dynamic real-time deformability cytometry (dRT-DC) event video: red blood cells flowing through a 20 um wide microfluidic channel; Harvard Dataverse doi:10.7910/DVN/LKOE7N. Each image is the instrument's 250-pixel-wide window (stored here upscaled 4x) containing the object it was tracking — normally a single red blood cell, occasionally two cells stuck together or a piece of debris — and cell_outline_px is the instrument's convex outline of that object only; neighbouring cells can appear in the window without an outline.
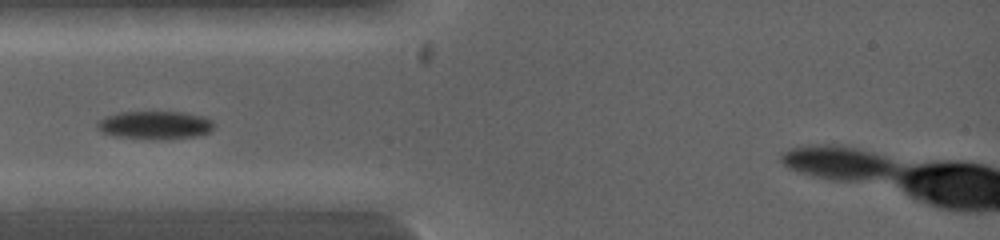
{"species": "common noctule bat (a hibernating species)", "species_latin": "Nyctalus noctula", "temperature_condition": "warm", "stored_images_in_passage": 6, "camera_frame_rate_fps": 5000, "um_per_image_px": 0.085, "animal": {"sex": "female", "body_mass_g": 19.0, "forearm_length_mm": 53.3}, "frame": {"image": 1, "passage_image": 1, "time_ms": 0.0, "image_size_px": [1000, 240], "cell_outline_px": [[216, 124], [212, 132], [200, 136], [164, 140], [156, 140], [116, 136], [100, 132], [96, 128], [96, 124], [100, 120], [116, 112], [184, 112], [204, 116], [212, 120]], "centroid_in_image_um": [13.24, 10.65], "position_along_channel_um": 71.8, "area_um2": 19.65}}
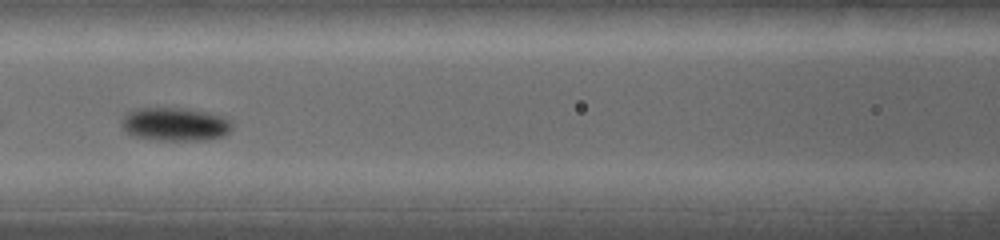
{"frame": {"image": 2, "passage_image": 3, "time_ms": 1.4, "image_size_px": [1000, 240], "cell_outline_px": [[232, 128], [224, 136], [204, 140], [148, 140], [132, 136], [124, 132], [120, 124], [120, 120], [128, 112], [136, 108], [188, 108], [208, 112], [224, 116], [232, 120]], "centroid_in_image_um": [14.85, 10.56], "position_along_channel_um": 151.7, "area_um2": 22.08}}
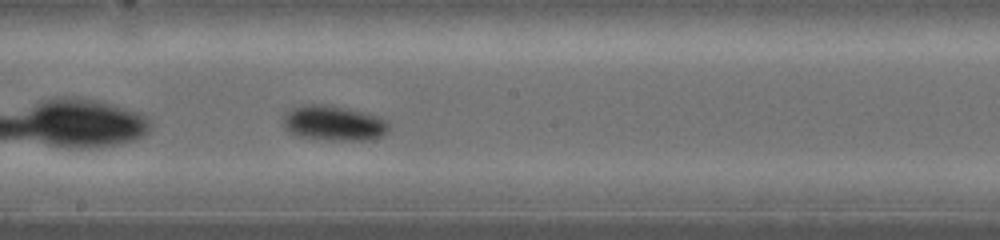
{"frame": {"image": 3, "passage_image": 5, "time_ms": 2.6, "image_size_px": [1000, 240], "cell_outline_px": [[392, 128], [384, 136], [372, 140], [320, 140], [296, 136], [288, 132], [284, 128], [284, 116], [292, 108], [304, 104], [324, 104], [348, 108], [380, 116], [388, 120]], "centroid_in_image_um": [28.43, 10.48], "position_along_channel_um": 219.8, "area_um2": 22.25}}